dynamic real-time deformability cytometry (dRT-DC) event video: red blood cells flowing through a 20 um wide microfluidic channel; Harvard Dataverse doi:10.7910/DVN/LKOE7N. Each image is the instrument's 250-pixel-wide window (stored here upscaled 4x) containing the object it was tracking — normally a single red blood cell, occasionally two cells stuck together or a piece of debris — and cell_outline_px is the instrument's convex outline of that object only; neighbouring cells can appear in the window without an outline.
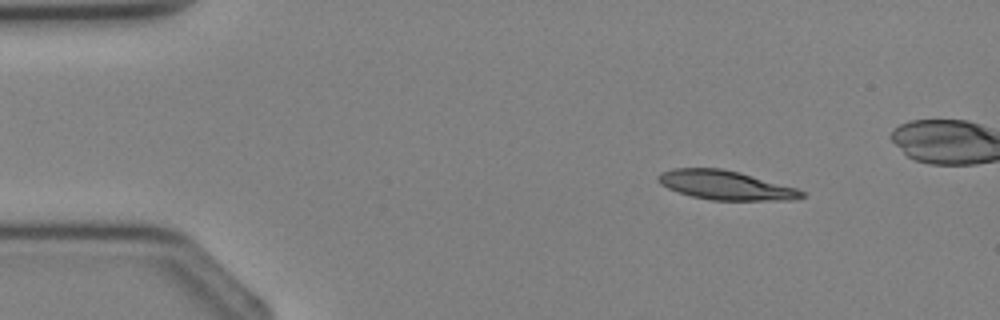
{"species": "Egyptian fruit bat (a non-hibernating species)", "species_latin": "Rousettus aegyptiacus", "temperature_condition": "cold", "stored_images_in_passage": 3, "camera_frame_rate_fps": 3000, "um_per_image_px": 0.085, "animal": {"sex": "female"}, "frame": {"image": 1, "passage_image": 1, "time_ms": 0.0, "image_size_px": [1000, 320], "cell_outline_px": [[804, 196], [796, 200], [712, 200], [692, 196], [668, 188], [660, 184], [656, 176], [660, 172], [672, 168], [720, 168], [740, 172], [796, 188], [804, 192]], "centroid_in_image_um": [61.66, 15.73], "position_along_channel_um": 23.3, "area_um2": 24.28}}